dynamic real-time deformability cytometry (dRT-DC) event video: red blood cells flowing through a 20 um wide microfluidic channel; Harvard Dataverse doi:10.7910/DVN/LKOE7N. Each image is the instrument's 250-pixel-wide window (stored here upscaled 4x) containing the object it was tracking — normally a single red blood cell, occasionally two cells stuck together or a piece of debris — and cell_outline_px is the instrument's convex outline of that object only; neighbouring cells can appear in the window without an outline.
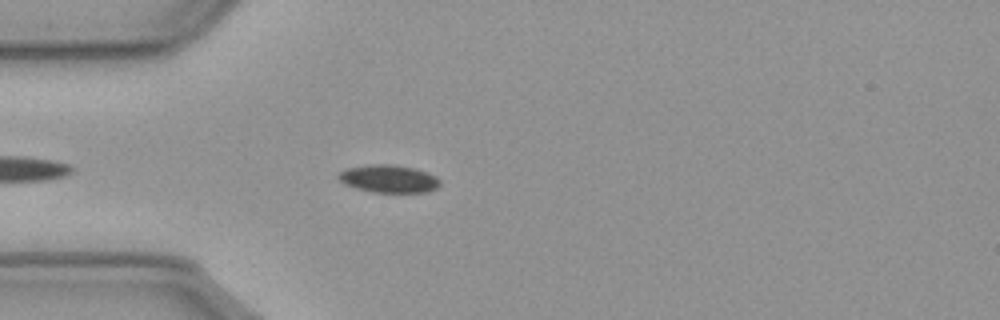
{"species": "common noctule bat (a hibernating species)", "species_latin": "Nyctalus noctula", "temperature_condition": "cold", "stored_images_in_passage": 13, "camera_frame_rate_fps": 3000, "um_per_image_px": 0.085, "animal": {"sex": "male", "body_mass_g": 23.1, "forearm_length_mm": 52.7}, "frame": {"image": 1, "passage_image": 6, "time_ms": 1.667, "image_size_px": [1000, 320], "cell_outline_px": [[440, 184], [436, 188], [428, 192], [372, 192], [356, 188], [344, 184], [336, 176], [340, 172], [348, 168], [372, 164], [388, 164], [412, 168], [436, 176], [440, 180]], "centroid_in_image_um": [33.02, 15.2], "position_along_channel_um": 52.0, "area_um2": 16.18}}
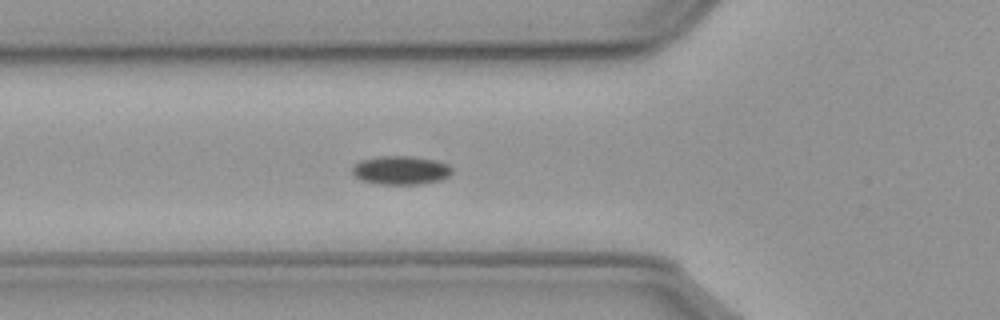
{"frame": {"image": 2, "passage_image": 10, "time_ms": 3.0, "image_size_px": [1000, 320], "cell_outline_px": [[452, 172], [444, 180], [424, 184], [376, 184], [360, 180], [352, 172], [352, 168], [360, 160], [380, 156], [408, 156], [432, 160], [448, 164], [452, 168]], "centroid_in_image_um": [34.08, 14.49], "position_along_channel_um": 91.7, "area_um2": 16.7}}